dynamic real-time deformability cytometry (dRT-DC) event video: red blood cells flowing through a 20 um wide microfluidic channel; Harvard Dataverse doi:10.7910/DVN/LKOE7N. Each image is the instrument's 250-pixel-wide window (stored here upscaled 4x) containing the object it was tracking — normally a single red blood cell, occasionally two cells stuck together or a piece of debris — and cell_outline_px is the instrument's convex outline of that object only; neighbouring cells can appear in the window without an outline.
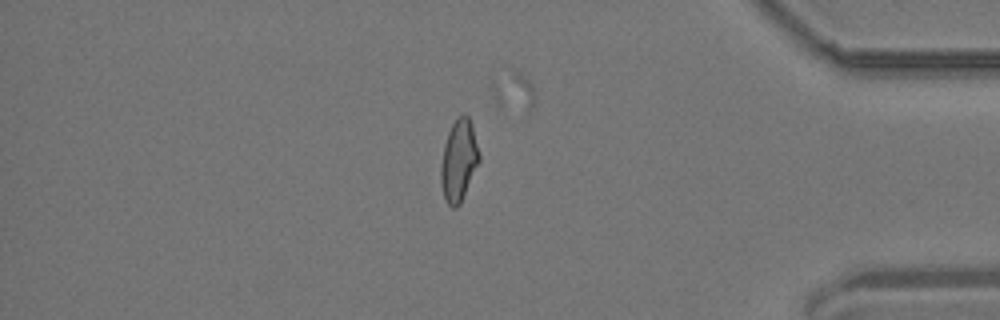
{"species": "common noctule bat (a hibernating species)", "species_latin": "Nyctalus noctula", "temperature_condition": "room temperature", "stored_images_in_passage": 51, "segment_of_instrument_passage": [2, 2], "camera_frame_rate_fps": 3000, "um_per_image_px": 0.085, "animal": {"sex": "male", "body_mass_g": 19.2, "forearm_length_mm": 51.8}, "frame": {"image": 1, "passage_image": 42, "time_ms": 13.667, "image_size_px": [1000, 320], "cell_outline_px": [[480, 160], [460, 204], [456, 208], [452, 208], [444, 200], [440, 180], [440, 164], [444, 144], [448, 132], [452, 124], [464, 112], [468, 116], [472, 124], [480, 156]], "centroid_in_image_um": [38.98, 13.66], "position_along_channel_um": 396.2, "area_um2": 18.32}}